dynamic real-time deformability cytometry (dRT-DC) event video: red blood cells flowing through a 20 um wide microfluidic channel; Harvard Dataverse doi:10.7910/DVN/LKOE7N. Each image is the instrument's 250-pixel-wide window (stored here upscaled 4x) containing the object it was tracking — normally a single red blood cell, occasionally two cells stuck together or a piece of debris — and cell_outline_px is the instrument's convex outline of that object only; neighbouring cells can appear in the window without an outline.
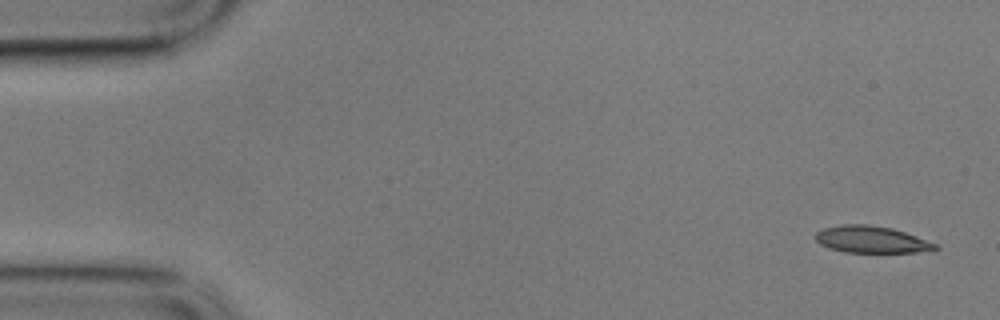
{"species": "common noctule bat (a hibernating species)", "species_latin": "Nyctalus noctula", "temperature_condition": "cold", "stored_images_in_passage": 5, "camera_frame_rate_fps": 3000, "um_per_image_px": 0.085, "animal": {"sex": "male", "body_mass_g": 17.9}, "frame": {"image": 1, "passage_image": 1, "time_ms": 0.0, "image_size_px": [1000, 320], "cell_outline_px": [[940, 248], [936, 252], [844, 252], [828, 248], [820, 244], [816, 240], [816, 232], [824, 228], [840, 224], [868, 224], [892, 228], [916, 236], [936, 244]], "centroid_in_image_um": [74.1, 20.36], "position_along_channel_um": 10.9, "area_um2": 18.9}}
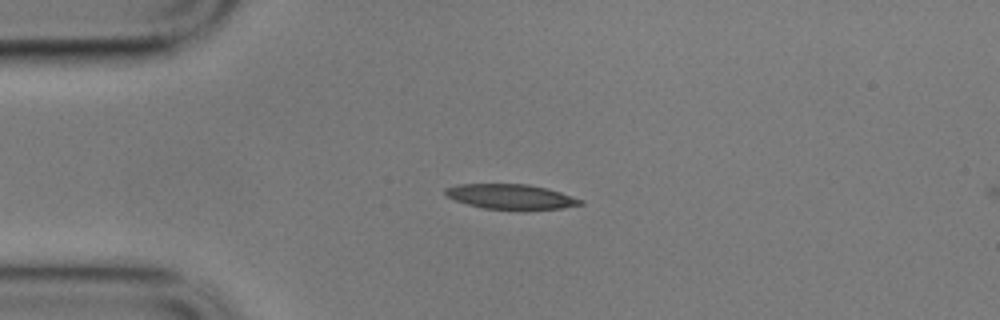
{"frame": {"image": 2, "passage_image": 4, "time_ms": 1.0, "image_size_px": [1000, 320], "cell_outline_px": [[584, 204], [564, 208], [484, 208], [468, 204], [456, 200], [448, 196], [444, 192], [444, 188], [456, 184], [528, 184], [548, 188], [584, 200]], "centroid_in_image_um": [43.43, 16.68], "position_along_channel_um": 41.6, "area_um2": 19.19}}